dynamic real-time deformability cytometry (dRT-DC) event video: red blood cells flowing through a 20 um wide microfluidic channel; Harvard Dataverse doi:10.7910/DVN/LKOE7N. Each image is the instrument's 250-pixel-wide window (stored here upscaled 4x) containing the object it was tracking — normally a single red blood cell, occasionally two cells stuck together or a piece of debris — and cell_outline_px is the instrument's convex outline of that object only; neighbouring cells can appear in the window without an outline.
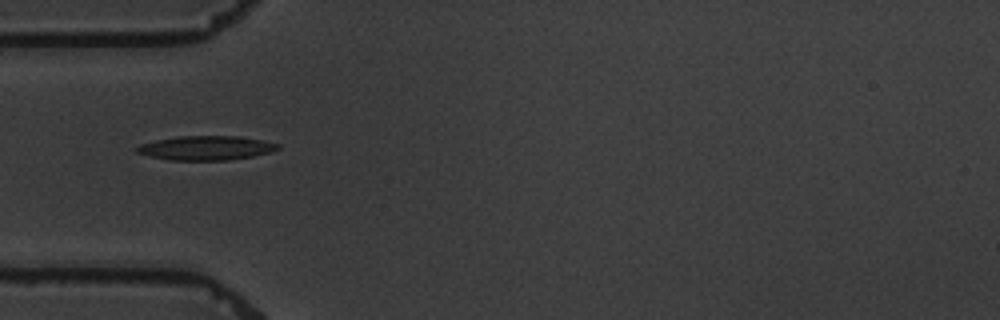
{"species": "common noctule bat (a hibernating species)", "species_latin": "Nyctalus noctula", "temperature_condition": "warm", "stored_images_in_passage": 7, "camera_frame_rate_fps": 3000, "um_per_image_px": 0.085, "animal": {"sex": "male", "body_mass_g": 19.5, "forearm_length_mm": 54.6}, "frame": {"image": 1, "passage_image": 5, "time_ms": 5.0, "image_size_px": [1000, 320], "cell_outline_px": [[280, 148], [272, 152], [252, 156], [228, 160], [168, 160], [136, 152], [136, 148], [140, 144], [156, 140], [176, 136], [240, 136], [264, 140], [280, 144]], "centroid_in_image_um": [17.56, 12.57], "position_along_channel_um": 67.4, "area_um2": 19.94}}
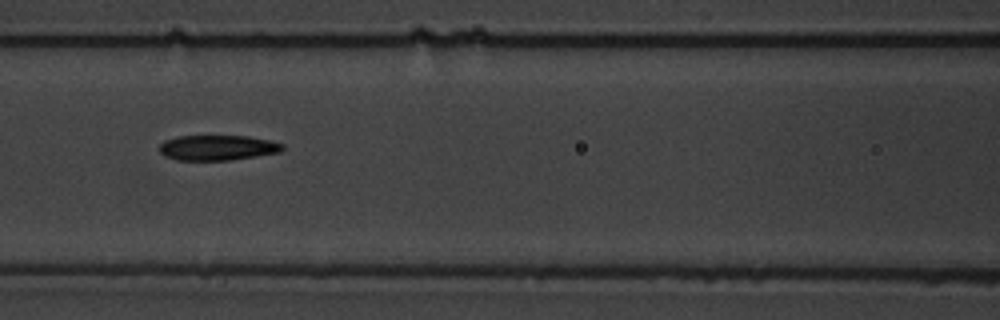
{"frame": {"image": 2, "passage_image": 7, "time_ms": 7.333, "image_size_px": [1000, 320], "cell_outline_px": [[284, 148], [280, 152], [256, 156], [228, 160], [176, 160], [164, 156], [160, 152], [160, 144], [164, 140], [176, 136], [248, 136], [268, 140], [284, 144]], "centroid_in_image_um": [18.46, 12.55], "position_along_channel_um": 148.1, "area_um2": 18.09}}